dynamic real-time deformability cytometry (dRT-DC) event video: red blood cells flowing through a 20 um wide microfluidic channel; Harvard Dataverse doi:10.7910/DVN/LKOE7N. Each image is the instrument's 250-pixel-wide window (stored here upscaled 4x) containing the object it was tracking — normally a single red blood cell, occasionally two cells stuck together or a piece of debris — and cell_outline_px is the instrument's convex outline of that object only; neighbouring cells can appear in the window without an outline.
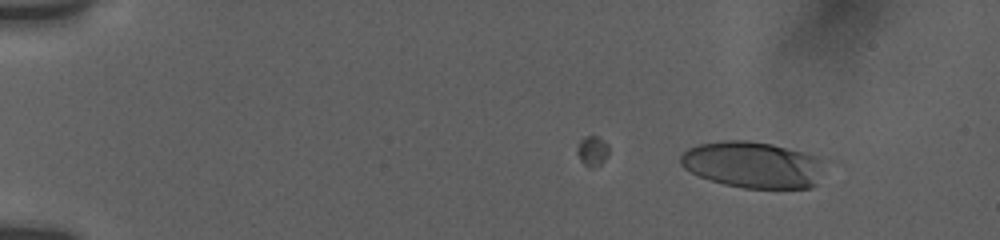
{"species": "human", "species_latin": "Homo sapiens", "temperature_condition": "room temperature", "stored_images_in_passage": 49, "camera_frame_rate_fps": 3000, "um_per_image_px": 0.085, "donor": {"sex": "female"}, "frame": {"image": 1, "passage_image": 6, "time_ms": 1.667, "image_size_px": [1000, 240], "cell_outline_px": [[820, 160], [816, 184], [812, 188], [744, 188], [724, 184], [700, 176], [684, 168], [680, 164], [680, 156], [688, 148], [696, 144], [724, 140], [748, 140], [772, 144], [820, 156]], "centroid_in_image_um": [63.93, 13.99], "position_along_channel_um": 21.1, "area_um2": 38.61}}
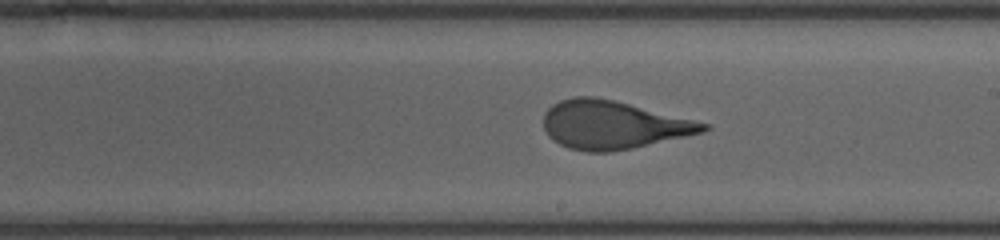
{"frame": {"image": 2, "passage_image": 33, "time_ms": 10.667, "image_size_px": [1000, 240], "cell_outline_px": [[712, 128], [704, 132], [632, 148], [608, 152], [588, 152], [568, 148], [552, 140], [548, 136], [544, 128], [544, 112], [552, 104], [560, 100], [572, 96], [596, 96], [712, 124]], "centroid_in_image_um": [52.09, 10.61], "position_along_channel_um": 236.9, "area_um2": 44.97}}
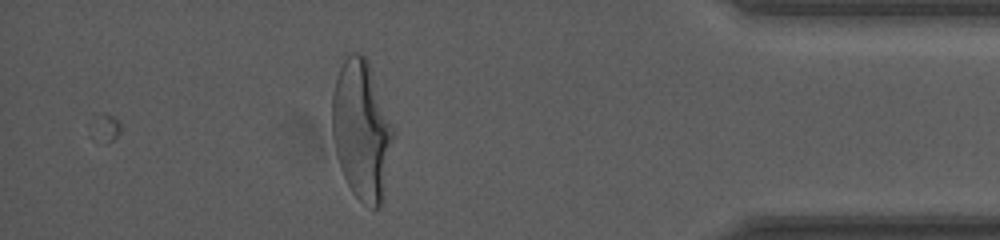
{"frame": {"image": 3, "passage_image": 49, "time_ms": 16.0, "image_size_px": [1000, 240], "cell_outline_px": [[396, 132], [384, 200], [376, 208], [372, 208], [364, 204], [352, 192], [340, 168], [336, 156], [332, 132], [332, 96], [336, 80], [340, 68], [344, 60], [352, 52], [360, 52], [364, 56], [368, 64], [396, 128]], "centroid_in_image_um": [30.78, 11.12], "position_along_channel_um": 404.4, "area_um2": 50.23}, "authors_computed_cell_mechanics": {"area_um2": 43.639, "velocity_mm_per_s": 3.7674, "shape_relaxation_time_tau1_ms": 4.4671, "shape_relaxation_time_tau2_ms": 0.8743, "deformation_change_tau1": 0.2294, "deformation_change_tau2": 0.0928}}